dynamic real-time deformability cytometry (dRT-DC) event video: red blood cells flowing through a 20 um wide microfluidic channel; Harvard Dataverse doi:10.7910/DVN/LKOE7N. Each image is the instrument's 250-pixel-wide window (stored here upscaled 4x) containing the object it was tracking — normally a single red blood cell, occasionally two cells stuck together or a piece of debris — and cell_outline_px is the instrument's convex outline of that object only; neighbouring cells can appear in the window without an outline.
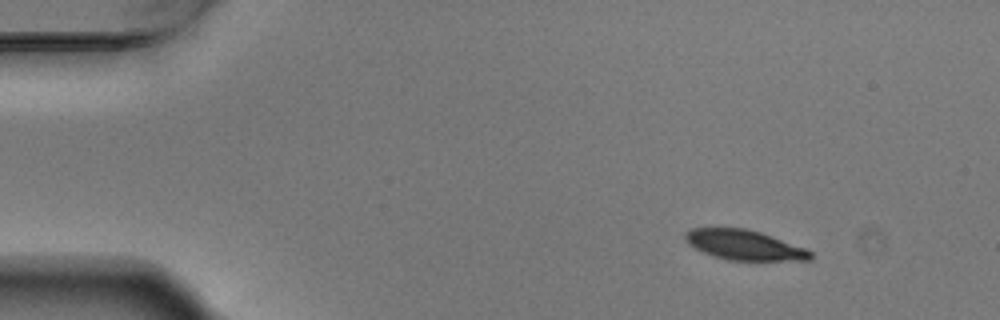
{"species": "Egyptian fruit bat (a non-hibernating species)", "species_latin": "Rousettus aegyptiacus", "temperature_condition": "warm", "stored_images_in_passage": 6, "camera_frame_rate_fps": 3000, "um_per_image_px": 0.085, "animal": {"sex": "male"}, "frame": {"image": 1, "passage_image": 2, "time_ms": 0.333, "image_size_px": [1000, 320], "cell_outline_px": [[812, 260], [728, 260], [712, 256], [688, 244], [684, 240], [684, 232], [692, 228], [744, 228], [760, 232], [772, 236], [804, 248], [812, 252]], "centroid_in_image_um": [63.23, 20.82], "position_along_channel_um": 21.8, "area_um2": 21.73}}
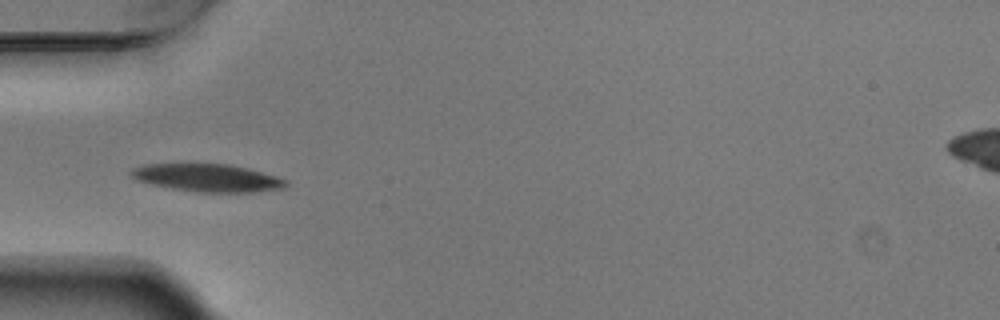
{"frame": {"image": 2, "passage_image": 5, "time_ms": 1.333, "image_size_px": [1000, 320], "cell_outline_px": [[288, 184], [284, 188], [252, 192], [196, 192], [172, 188], [152, 184], [136, 180], [128, 176], [128, 172], [132, 168], [144, 164], [228, 164], [248, 168], [276, 176], [288, 180]], "centroid_in_image_um": [17.61, 15.11], "position_along_channel_um": 67.4, "area_um2": 25.09}}
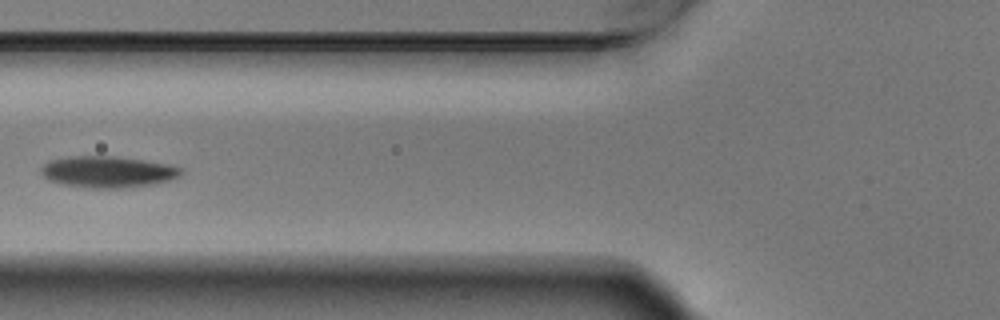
{"frame": {"image": 3, "passage_image": 6, "time_ms": 1.667, "image_size_px": [1000, 320], "cell_outline_px": [[184, 172], [180, 176], [156, 184], [124, 188], [92, 188], [64, 184], [48, 180], [40, 172], [40, 168], [48, 160], [68, 156], [116, 156], [144, 160], [168, 164], [184, 168]], "centroid_in_image_um": [9.18, 14.6], "position_along_channel_um": 116.6, "area_um2": 25.89}}